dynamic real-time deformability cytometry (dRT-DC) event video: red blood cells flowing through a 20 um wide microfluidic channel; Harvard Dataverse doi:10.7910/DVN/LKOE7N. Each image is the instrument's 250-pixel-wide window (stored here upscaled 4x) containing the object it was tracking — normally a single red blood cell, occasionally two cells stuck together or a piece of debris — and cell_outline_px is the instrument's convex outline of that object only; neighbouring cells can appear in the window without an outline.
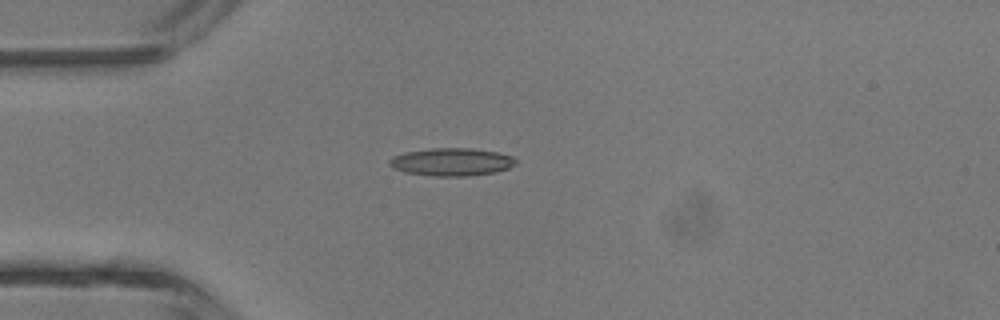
{"species": "common noctule bat (a hibernating species)", "species_latin": "Nyctalus noctula", "temperature_condition": "room temperature", "stored_images_in_passage": 5, "camera_frame_rate_fps": 3000, "um_per_image_px": 0.085, "animal": {"sex": "male", "body_mass_g": 13.3}, "frame": {"image": 1, "passage_image": 4, "time_ms": 3.333, "image_size_px": [1000, 320], "cell_outline_px": [[516, 164], [508, 168], [496, 172], [468, 176], [432, 176], [404, 172], [392, 168], [388, 164], [388, 160], [392, 156], [404, 152], [432, 148], [472, 148], [496, 152], [512, 156], [516, 160]], "centroid_in_image_um": [38.34, 13.76], "position_along_channel_um": 46.7, "area_um2": 20.63}}